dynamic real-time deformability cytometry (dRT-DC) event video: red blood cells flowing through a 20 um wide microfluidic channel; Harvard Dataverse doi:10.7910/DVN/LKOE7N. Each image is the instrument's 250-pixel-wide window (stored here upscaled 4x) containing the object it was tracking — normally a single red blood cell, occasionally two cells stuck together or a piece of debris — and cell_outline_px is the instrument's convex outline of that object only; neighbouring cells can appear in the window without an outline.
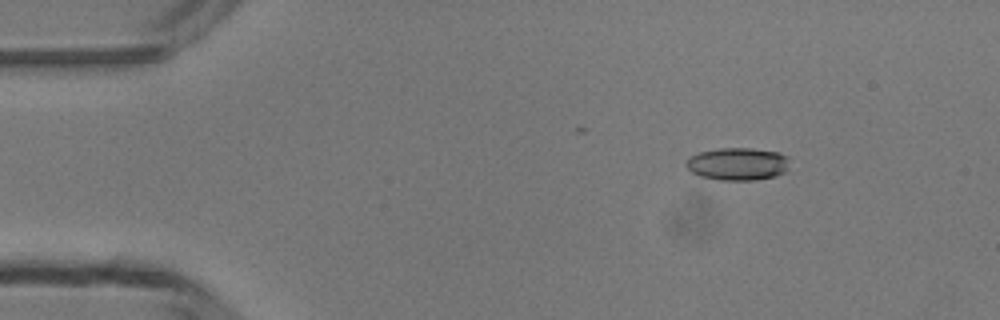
{"species": "common noctule bat (a hibernating species)", "species_latin": "Nyctalus noctula", "temperature_condition": "room temperature", "stored_images_in_passage": 4, "camera_frame_rate_fps": 3000, "um_per_image_px": 0.085, "animal": {"sex": "male", "body_mass_g": 13.3}, "frame": {"image": 1, "passage_image": 1, "time_ms": 0.0, "image_size_px": [1000, 320], "cell_outline_px": [[788, 172], [776, 176], [756, 180], [720, 180], [700, 176], [692, 172], [684, 164], [692, 156], [700, 152], [720, 148], [752, 148], [780, 152], [788, 156]], "centroid_in_image_um": [62.76, 13.94], "position_along_channel_um": 22.2, "area_um2": 19.83}}